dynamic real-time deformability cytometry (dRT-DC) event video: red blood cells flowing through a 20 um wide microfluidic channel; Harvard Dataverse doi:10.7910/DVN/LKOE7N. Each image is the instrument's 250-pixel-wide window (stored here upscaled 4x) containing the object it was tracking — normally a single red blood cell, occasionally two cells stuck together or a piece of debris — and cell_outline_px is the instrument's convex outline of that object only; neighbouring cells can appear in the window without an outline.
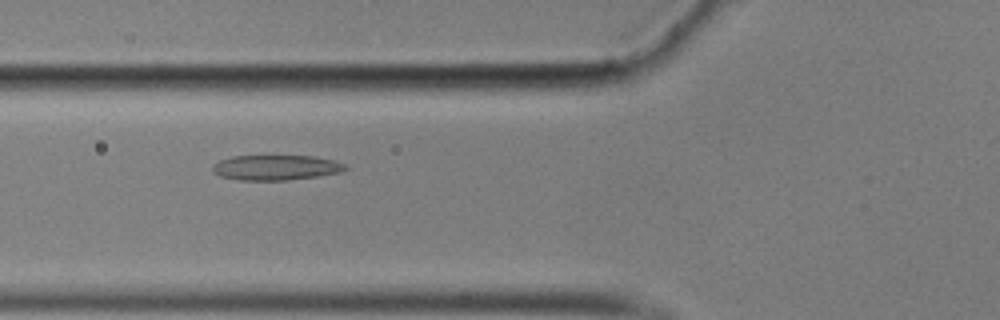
{"species": "common noctule bat (a hibernating species)", "species_latin": "Nyctalus noctula", "temperature_condition": "cold", "stored_images_in_passage": 58, "camera_frame_rate_fps": 3000, "um_per_image_px": 0.085, "animal": {"sex": "male", "body_mass_g": 17.9}, "frame": {"image": 1, "passage_image": 22, "time_ms": 7.0, "image_size_px": [1000, 320], "cell_outline_px": [[348, 168], [340, 172], [316, 176], [288, 180], [240, 180], [220, 176], [212, 172], [212, 164], [220, 160], [232, 156], [312, 156], [336, 160], [344, 164]], "centroid_in_image_um": [23.42, 14.24], "position_along_channel_um": 102.4, "area_um2": 19.42}}
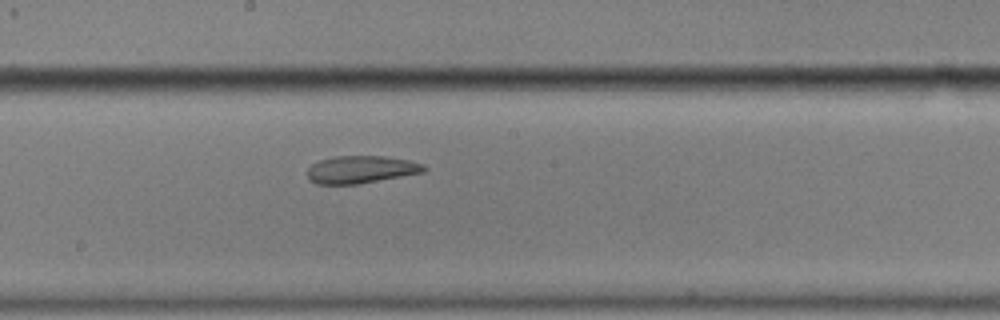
{"frame": {"image": 2, "passage_image": 32, "time_ms": 10.333, "image_size_px": [1000, 320], "cell_outline_px": [[428, 168], [424, 172], [356, 184], [316, 184], [308, 180], [308, 168], [312, 164], [320, 160], [336, 156], [384, 156], [408, 160], [424, 164]], "centroid_in_image_um": [30.68, 14.4], "position_along_channel_um": 217.5, "area_um2": 18.61}}
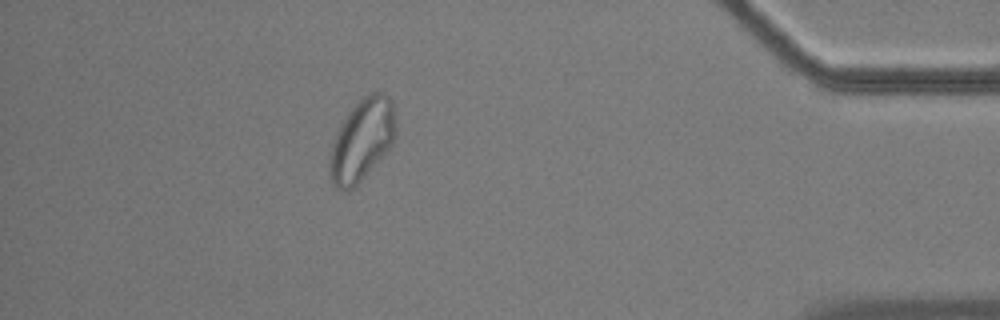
{"frame": {"image": 3, "passage_image": 52, "time_ms": 17.0, "image_size_px": [1000, 320], "cell_outline_px": [[396, 124], [392, 144], [364, 176], [348, 192], [344, 192], [336, 188], [332, 184], [328, 172], [328, 152], [336, 132], [340, 124], [348, 112], [368, 92], [380, 92], [388, 96], [392, 104], [396, 120]], "centroid_in_image_um": [30.7, 11.92], "position_along_channel_um": 404.5, "area_um2": 31.56}, "authors_computed_cell_mechanics": {"area_um2": 21.0392, "velocity_mm_per_s": 3.452, "shape_relaxation_time_tau1_ms": null, "shape_relaxation_time_tau2_ms": 4.128, "deformation_change_tau1": null, "deformation_change_tau2": 0.091}}